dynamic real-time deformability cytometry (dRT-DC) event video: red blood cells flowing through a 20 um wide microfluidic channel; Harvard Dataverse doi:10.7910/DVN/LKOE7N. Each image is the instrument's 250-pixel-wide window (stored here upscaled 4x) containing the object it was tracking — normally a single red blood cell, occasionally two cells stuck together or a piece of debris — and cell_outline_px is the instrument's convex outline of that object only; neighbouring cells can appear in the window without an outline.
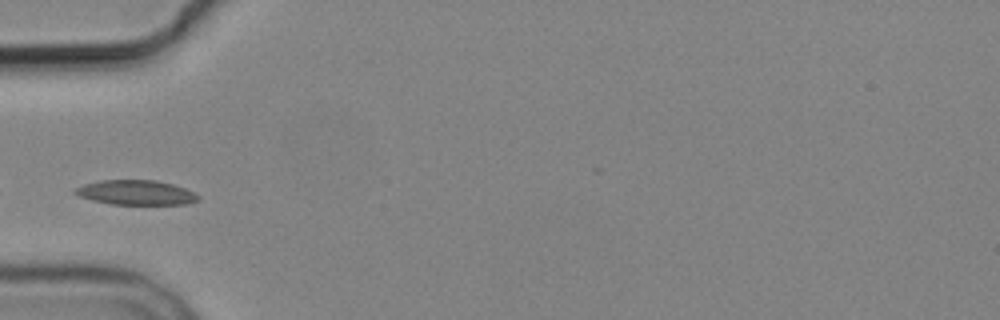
{"species": "common noctule bat (a hibernating species)", "species_latin": "Nyctalus noctula", "temperature_condition": "cold", "stored_images_in_passage": 3, "camera_frame_rate_fps": 3000, "um_per_image_px": 0.085, "animal": {"sex": "male", "body_mass_g": 19.2, "forearm_length_mm": 51.8}, "frame": {"image": 1, "passage_image": 3, "time_ms": 2.0, "image_size_px": [1000, 320], "cell_outline_px": [[200, 200], [188, 204], [112, 204], [92, 200], [80, 196], [72, 192], [76, 188], [84, 184], [100, 180], [156, 180], [172, 184], [184, 188], [200, 196]], "centroid_in_image_um": [11.57, 16.36], "position_along_channel_um": 73.4, "area_um2": 17.63}}